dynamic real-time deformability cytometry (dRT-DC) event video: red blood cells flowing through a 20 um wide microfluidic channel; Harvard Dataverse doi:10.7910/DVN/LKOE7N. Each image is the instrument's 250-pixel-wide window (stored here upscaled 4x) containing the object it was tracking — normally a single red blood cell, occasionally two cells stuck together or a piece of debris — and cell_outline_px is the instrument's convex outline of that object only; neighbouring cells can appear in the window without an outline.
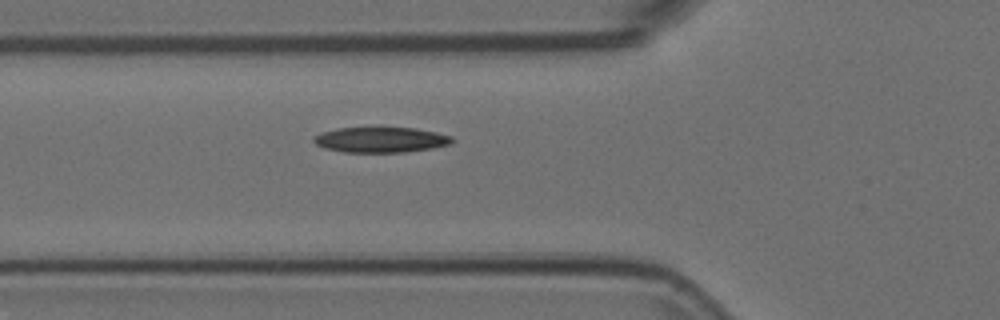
{"species": "Egyptian fruit bat (a non-hibernating species)", "species_latin": "Rousettus aegyptiacus", "temperature_condition": "room temperature", "stored_images_in_passage": 4, "camera_frame_rate_fps": 3000, "um_per_image_px": 0.085, "animal": {"sex": "female"}, "frame": {"image": 1, "passage_image": 4, "time_ms": 1.0, "image_size_px": [1000, 320], "cell_outline_px": [[456, 140], [452, 144], [432, 148], [404, 152], [344, 152], [324, 148], [316, 144], [312, 140], [312, 136], [320, 132], [336, 128], [380, 124], [416, 128], [436, 132], [452, 136]], "centroid_in_image_um": [32.35, 11.82], "position_along_channel_um": 93.5, "area_um2": 21.79}}